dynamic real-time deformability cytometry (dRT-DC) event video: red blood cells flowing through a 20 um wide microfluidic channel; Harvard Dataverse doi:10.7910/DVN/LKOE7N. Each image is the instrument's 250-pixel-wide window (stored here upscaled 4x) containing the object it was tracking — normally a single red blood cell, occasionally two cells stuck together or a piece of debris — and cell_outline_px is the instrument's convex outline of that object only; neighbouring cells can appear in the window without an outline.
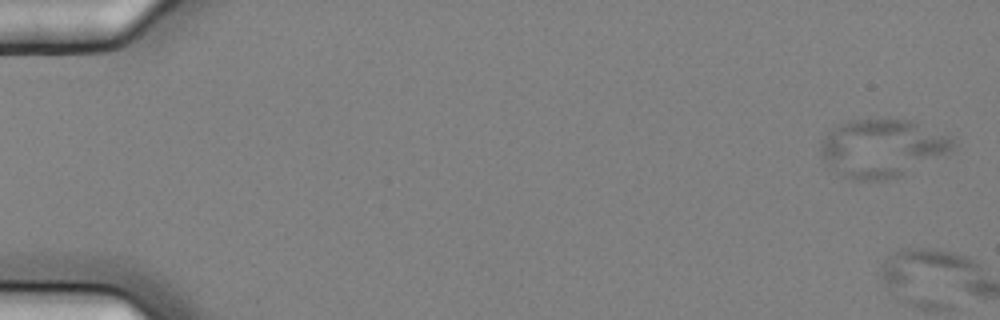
{"species": "common noctule bat (a hibernating species)", "species_latin": "Nyctalus noctula", "temperature_condition": "cold", "stored_images_in_passage": 8, "camera_frame_rate_fps": 3000, "um_per_image_px": 0.085, "animal": {"sex": "female", "body_mass_g": 25.1}, "frame": {"image": 1, "passage_image": 1, "time_ms": 0.0, "image_size_px": [1000, 320], "cell_outline_px": [[956, 136], [952, 148], [948, 152], [900, 176], [888, 180], [852, 180], [840, 176], [820, 156], [820, 144], [824, 136], [832, 128], [848, 120], [912, 120], [948, 132]], "centroid_in_image_um": [75.0, 12.57], "position_along_channel_um": 10.0, "area_um2": 44.97}}
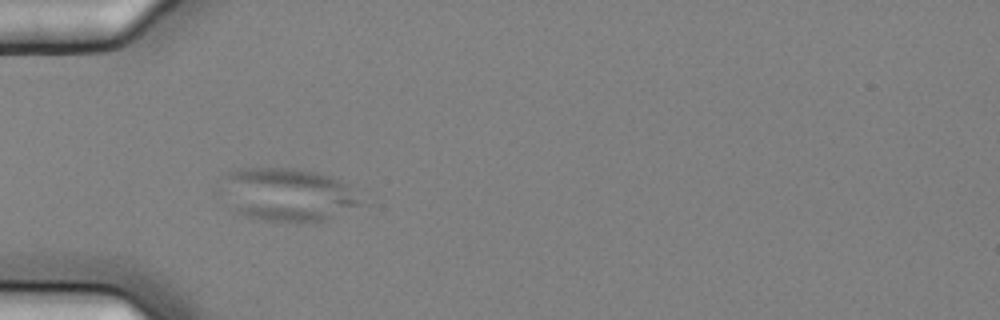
{"frame": {"image": 2, "passage_image": 6, "time_ms": 1.667, "image_size_px": [1000, 320], "cell_outline_px": [[368, 204], [324, 220], [300, 224], [264, 220], [244, 216], [236, 212], [232, 208], [224, 180], [224, 176], [228, 172], [240, 168], [292, 168], [316, 172], [332, 176], [348, 184]], "centroid_in_image_um": [24.59, 16.57], "position_along_channel_um": 60.4, "area_um2": 43.47}}
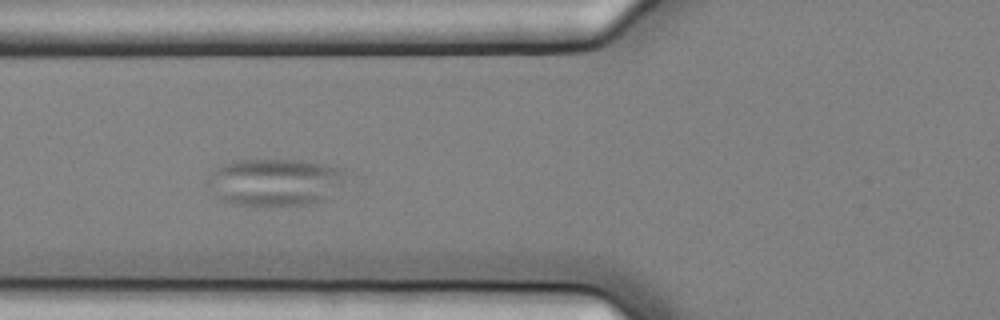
{"frame": {"image": 3, "passage_image": 7, "time_ms": 2.0, "image_size_px": [1000, 320], "cell_outline_px": [[344, 172], [340, 184], [332, 200], [308, 204], [236, 204], [220, 200], [204, 184], [204, 180], [216, 168], [232, 160], [300, 160], [324, 164], [344, 168]], "centroid_in_image_um": [23.34, 15.47], "position_along_channel_um": 102.5, "area_um2": 38.21}}